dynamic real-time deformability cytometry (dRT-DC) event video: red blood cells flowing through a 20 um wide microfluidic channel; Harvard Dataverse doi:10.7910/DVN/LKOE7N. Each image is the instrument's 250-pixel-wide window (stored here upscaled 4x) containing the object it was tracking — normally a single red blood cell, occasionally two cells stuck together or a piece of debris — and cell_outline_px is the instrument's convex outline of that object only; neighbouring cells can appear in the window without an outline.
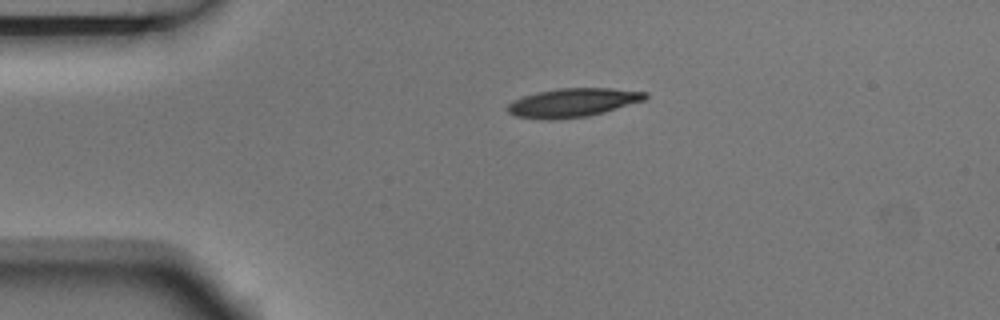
{"species": "Egyptian fruit bat (a non-hibernating species)", "species_latin": "Rousettus aegyptiacus", "temperature_condition": "room temperature", "stored_images_in_passage": 2, "camera_frame_rate_fps": 3000, "um_per_image_px": 0.085, "animal": {"sex": "male"}, "frame": {"image": 1, "passage_image": 1, "time_ms": 0.0, "image_size_px": [1000, 320], "cell_outline_px": [[648, 96], [644, 100], [604, 112], [588, 116], [548, 120], [516, 116], [508, 112], [508, 104], [512, 100], [536, 92], [560, 88], [612, 88], [648, 92]], "centroid_in_image_um": [48.69, 8.71], "position_along_channel_um": 36.3, "area_um2": 22.95}}